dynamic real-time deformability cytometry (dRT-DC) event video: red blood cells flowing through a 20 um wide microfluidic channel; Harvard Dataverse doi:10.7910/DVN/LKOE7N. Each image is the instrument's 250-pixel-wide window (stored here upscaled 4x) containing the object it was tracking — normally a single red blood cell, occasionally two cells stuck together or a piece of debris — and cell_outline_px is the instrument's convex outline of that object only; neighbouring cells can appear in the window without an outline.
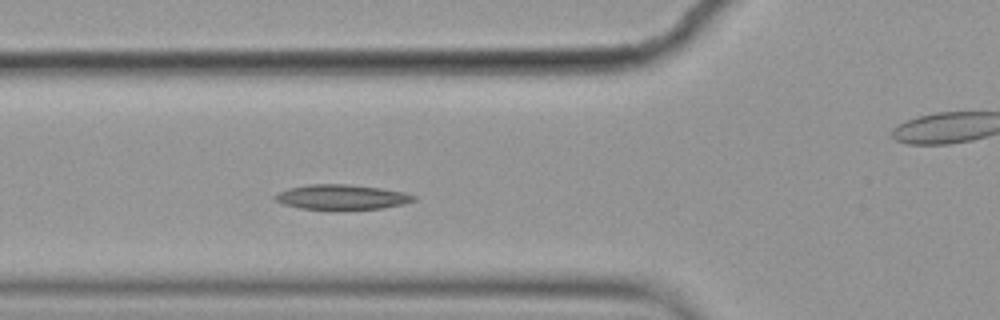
{"species": "common noctule bat (a hibernating species)", "species_latin": "Nyctalus noctula", "temperature_condition": "cold", "stored_images_in_passage": 6, "segment_of_instrument_passage": [1, 2], "camera_frame_rate_fps": 3000, "um_per_image_px": 0.085, "animal": {"sex": "female", "body_mass_g": 19.9}, "frame": {"image": 1, "passage_image": 5, "time_ms": 1.333, "image_size_px": [1000, 320], "cell_outline_px": [[416, 200], [400, 204], [380, 208], [336, 212], [300, 208], [284, 204], [272, 200], [272, 196], [276, 192], [288, 188], [308, 184], [348, 184], [380, 188], [404, 192], [416, 196]], "centroid_in_image_um": [28.95, 16.78], "position_along_channel_um": 96.9, "area_um2": 20.92}}